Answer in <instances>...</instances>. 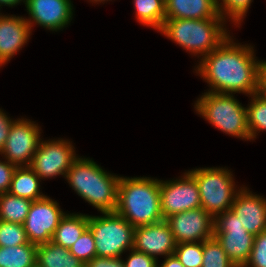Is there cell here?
Masks as SVG:
<instances>
[{
	"mask_svg": "<svg viewBox=\"0 0 266 267\" xmlns=\"http://www.w3.org/2000/svg\"><path fill=\"white\" fill-rule=\"evenodd\" d=\"M250 44L235 43L230 35L218 48L201 58L194 67L209 86L208 92L251 96L258 91L259 67Z\"/></svg>",
	"mask_w": 266,
	"mask_h": 267,
	"instance_id": "6da1fadb",
	"label": "cell"
},
{
	"mask_svg": "<svg viewBox=\"0 0 266 267\" xmlns=\"http://www.w3.org/2000/svg\"><path fill=\"white\" fill-rule=\"evenodd\" d=\"M115 212L134 228L163 221L160 180L144 176H122L118 184Z\"/></svg>",
	"mask_w": 266,
	"mask_h": 267,
	"instance_id": "7a4b0ae2",
	"label": "cell"
},
{
	"mask_svg": "<svg viewBox=\"0 0 266 267\" xmlns=\"http://www.w3.org/2000/svg\"><path fill=\"white\" fill-rule=\"evenodd\" d=\"M121 176L102 169L94 160L78 156L65 178L78 196L100 213L115 212Z\"/></svg>",
	"mask_w": 266,
	"mask_h": 267,
	"instance_id": "3957f363",
	"label": "cell"
},
{
	"mask_svg": "<svg viewBox=\"0 0 266 267\" xmlns=\"http://www.w3.org/2000/svg\"><path fill=\"white\" fill-rule=\"evenodd\" d=\"M226 22L224 19H165L158 32L201 60L230 36Z\"/></svg>",
	"mask_w": 266,
	"mask_h": 267,
	"instance_id": "277c9868",
	"label": "cell"
},
{
	"mask_svg": "<svg viewBox=\"0 0 266 267\" xmlns=\"http://www.w3.org/2000/svg\"><path fill=\"white\" fill-rule=\"evenodd\" d=\"M234 96L206 91L195 101L194 109L216 129L250 141L246 107H243Z\"/></svg>",
	"mask_w": 266,
	"mask_h": 267,
	"instance_id": "5b68a950",
	"label": "cell"
},
{
	"mask_svg": "<svg viewBox=\"0 0 266 267\" xmlns=\"http://www.w3.org/2000/svg\"><path fill=\"white\" fill-rule=\"evenodd\" d=\"M195 178L200 193L201 207L213 218L231 209L236 194L241 190L235 184L228 168L207 167L188 170ZM238 188V189H237Z\"/></svg>",
	"mask_w": 266,
	"mask_h": 267,
	"instance_id": "8992f818",
	"label": "cell"
},
{
	"mask_svg": "<svg viewBox=\"0 0 266 267\" xmlns=\"http://www.w3.org/2000/svg\"><path fill=\"white\" fill-rule=\"evenodd\" d=\"M88 215L96 247V256L117 258L133 248L135 228L116 212ZM124 252V253H123Z\"/></svg>",
	"mask_w": 266,
	"mask_h": 267,
	"instance_id": "52a82bcc",
	"label": "cell"
},
{
	"mask_svg": "<svg viewBox=\"0 0 266 267\" xmlns=\"http://www.w3.org/2000/svg\"><path fill=\"white\" fill-rule=\"evenodd\" d=\"M214 237L237 267H243L249 260L254 235L242 226L232 209L214 218Z\"/></svg>",
	"mask_w": 266,
	"mask_h": 267,
	"instance_id": "ba28073f",
	"label": "cell"
},
{
	"mask_svg": "<svg viewBox=\"0 0 266 267\" xmlns=\"http://www.w3.org/2000/svg\"><path fill=\"white\" fill-rule=\"evenodd\" d=\"M77 157L72 141L63 138L41 139L29 167L41 180L60 175L65 178Z\"/></svg>",
	"mask_w": 266,
	"mask_h": 267,
	"instance_id": "9c48e42d",
	"label": "cell"
},
{
	"mask_svg": "<svg viewBox=\"0 0 266 267\" xmlns=\"http://www.w3.org/2000/svg\"><path fill=\"white\" fill-rule=\"evenodd\" d=\"M41 140V127L27 118L15 119L0 155L16 167H28Z\"/></svg>",
	"mask_w": 266,
	"mask_h": 267,
	"instance_id": "30bf717a",
	"label": "cell"
},
{
	"mask_svg": "<svg viewBox=\"0 0 266 267\" xmlns=\"http://www.w3.org/2000/svg\"><path fill=\"white\" fill-rule=\"evenodd\" d=\"M183 174L176 180H160V203L164 220L173 214L201 208L195 178L188 171Z\"/></svg>",
	"mask_w": 266,
	"mask_h": 267,
	"instance_id": "8fae6325",
	"label": "cell"
},
{
	"mask_svg": "<svg viewBox=\"0 0 266 267\" xmlns=\"http://www.w3.org/2000/svg\"><path fill=\"white\" fill-rule=\"evenodd\" d=\"M65 214L59 203L47 195L33 201L23 223L28 241L35 245L50 242Z\"/></svg>",
	"mask_w": 266,
	"mask_h": 267,
	"instance_id": "7c38bea8",
	"label": "cell"
},
{
	"mask_svg": "<svg viewBox=\"0 0 266 267\" xmlns=\"http://www.w3.org/2000/svg\"><path fill=\"white\" fill-rule=\"evenodd\" d=\"M176 244L203 242L214 237V218L202 207L173 214L165 219Z\"/></svg>",
	"mask_w": 266,
	"mask_h": 267,
	"instance_id": "4fadbf2b",
	"label": "cell"
},
{
	"mask_svg": "<svg viewBox=\"0 0 266 267\" xmlns=\"http://www.w3.org/2000/svg\"><path fill=\"white\" fill-rule=\"evenodd\" d=\"M26 18L31 31L39 25L50 31H62L73 19L74 6L71 0H25Z\"/></svg>",
	"mask_w": 266,
	"mask_h": 267,
	"instance_id": "5bb4252c",
	"label": "cell"
},
{
	"mask_svg": "<svg viewBox=\"0 0 266 267\" xmlns=\"http://www.w3.org/2000/svg\"><path fill=\"white\" fill-rule=\"evenodd\" d=\"M176 242L168 223L163 220L155 224L136 227L133 249L158 259L174 254Z\"/></svg>",
	"mask_w": 266,
	"mask_h": 267,
	"instance_id": "9a60e30c",
	"label": "cell"
},
{
	"mask_svg": "<svg viewBox=\"0 0 266 267\" xmlns=\"http://www.w3.org/2000/svg\"><path fill=\"white\" fill-rule=\"evenodd\" d=\"M231 209L236 213L240 223L254 236L266 230V198L253 194L243 186L236 194Z\"/></svg>",
	"mask_w": 266,
	"mask_h": 267,
	"instance_id": "2e32d148",
	"label": "cell"
},
{
	"mask_svg": "<svg viewBox=\"0 0 266 267\" xmlns=\"http://www.w3.org/2000/svg\"><path fill=\"white\" fill-rule=\"evenodd\" d=\"M31 33L26 17L0 13V68L22 50Z\"/></svg>",
	"mask_w": 266,
	"mask_h": 267,
	"instance_id": "e0dca14e",
	"label": "cell"
},
{
	"mask_svg": "<svg viewBox=\"0 0 266 267\" xmlns=\"http://www.w3.org/2000/svg\"><path fill=\"white\" fill-rule=\"evenodd\" d=\"M165 19H223L217 0H166Z\"/></svg>",
	"mask_w": 266,
	"mask_h": 267,
	"instance_id": "ac0fdd59",
	"label": "cell"
},
{
	"mask_svg": "<svg viewBox=\"0 0 266 267\" xmlns=\"http://www.w3.org/2000/svg\"><path fill=\"white\" fill-rule=\"evenodd\" d=\"M88 228V214L66 213L60 220L52 242L69 249Z\"/></svg>",
	"mask_w": 266,
	"mask_h": 267,
	"instance_id": "d6986e66",
	"label": "cell"
},
{
	"mask_svg": "<svg viewBox=\"0 0 266 267\" xmlns=\"http://www.w3.org/2000/svg\"><path fill=\"white\" fill-rule=\"evenodd\" d=\"M38 267H85L84 262L70 253L69 249L52 241L37 245Z\"/></svg>",
	"mask_w": 266,
	"mask_h": 267,
	"instance_id": "ffe728a7",
	"label": "cell"
},
{
	"mask_svg": "<svg viewBox=\"0 0 266 267\" xmlns=\"http://www.w3.org/2000/svg\"><path fill=\"white\" fill-rule=\"evenodd\" d=\"M41 179L28 167H17L13 173L8 193L35 201L45 197L40 191Z\"/></svg>",
	"mask_w": 266,
	"mask_h": 267,
	"instance_id": "44dd1931",
	"label": "cell"
},
{
	"mask_svg": "<svg viewBox=\"0 0 266 267\" xmlns=\"http://www.w3.org/2000/svg\"><path fill=\"white\" fill-rule=\"evenodd\" d=\"M37 245L28 243L13 247L0 246V267H35Z\"/></svg>",
	"mask_w": 266,
	"mask_h": 267,
	"instance_id": "7402d4cb",
	"label": "cell"
},
{
	"mask_svg": "<svg viewBox=\"0 0 266 267\" xmlns=\"http://www.w3.org/2000/svg\"><path fill=\"white\" fill-rule=\"evenodd\" d=\"M137 21L159 31L165 20L164 0H133Z\"/></svg>",
	"mask_w": 266,
	"mask_h": 267,
	"instance_id": "603a6c76",
	"label": "cell"
},
{
	"mask_svg": "<svg viewBox=\"0 0 266 267\" xmlns=\"http://www.w3.org/2000/svg\"><path fill=\"white\" fill-rule=\"evenodd\" d=\"M33 201L9 194H0V220L23 224Z\"/></svg>",
	"mask_w": 266,
	"mask_h": 267,
	"instance_id": "cb8c5ba5",
	"label": "cell"
},
{
	"mask_svg": "<svg viewBox=\"0 0 266 267\" xmlns=\"http://www.w3.org/2000/svg\"><path fill=\"white\" fill-rule=\"evenodd\" d=\"M246 106L247 125L250 133V141L255 140L258 133L266 131V98L255 93Z\"/></svg>",
	"mask_w": 266,
	"mask_h": 267,
	"instance_id": "d4e9b609",
	"label": "cell"
},
{
	"mask_svg": "<svg viewBox=\"0 0 266 267\" xmlns=\"http://www.w3.org/2000/svg\"><path fill=\"white\" fill-rule=\"evenodd\" d=\"M202 267H237L215 237L203 241Z\"/></svg>",
	"mask_w": 266,
	"mask_h": 267,
	"instance_id": "484cf974",
	"label": "cell"
},
{
	"mask_svg": "<svg viewBox=\"0 0 266 267\" xmlns=\"http://www.w3.org/2000/svg\"><path fill=\"white\" fill-rule=\"evenodd\" d=\"M252 2L253 0H217L218 13L225 21L229 19L239 27Z\"/></svg>",
	"mask_w": 266,
	"mask_h": 267,
	"instance_id": "4316f807",
	"label": "cell"
},
{
	"mask_svg": "<svg viewBox=\"0 0 266 267\" xmlns=\"http://www.w3.org/2000/svg\"><path fill=\"white\" fill-rule=\"evenodd\" d=\"M174 255L184 267H202L203 242H184L176 244Z\"/></svg>",
	"mask_w": 266,
	"mask_h": 267,
	"instance_id": "83f0119b",
	"label": "cell"
},
{
	"mask_svg": "<svg viewBox=\"0 0 266 267\" xmlns=\"http://www.w3.org/2000/svg\"><path fill=\"white\" fill-rule=\"evenodd\" d=\"M28 243L29 241L23 224L0 220L1 247H13Z\"/></svg>",
	"mask_w": 266,
	"mask_h": 267,
	"instance_id": "f1b7e54d",
	"label": "cell"
},
{
	"mask_svg": "<svg viewBox=\"0 0 266 267\" xmlns=\"http://www.w3.org/2000/svg\"><path fill=\"white\" fill-rule=\"evenodd\" d=\"M71 254L80 259L84 264L96 256V247L93 234L87 228L77 241L69 248Z\"/></svg>",
	"mask_w": 266,
	"mask_h": 267,
	"instance_id": "f546056e",
	"label": "cell"
},
{
	"mask_svg": "<svg viewBox=\"0 0 266 267\" xmlns=\"http://www.w3.org/2000/svg\"><path fill=\"white\" fill-rule=\"evenodd\" d=\"M243 267H266V230L254 236L249 260Z\"/></svg>",
	"mask_w": 266,
	"mask_h": 267,
	"instance_id": "4dcf8cb0",
	"label": "cell"
},
{
	"mask_svg": "<svg viewBox=\"0 0 266 267\" xmlns=\"http://www.w3.org/2000/svg\"><path fill=\"white\" fill-rule=\"evenodd\" d=\"M158 261V259L133 248L129 250L126 261L123 260L125 267H158Z\"/></svg>",
	"mask_w": 266,
	"mask_h": 267,
	"instance_id": "1f68e13d",
	"label": "cell"
},
{
	"mask_svg": "<svg viewBox=\"0 0 266 267\" xmlns=\"http://www.w3.org/2000/svg\"><path fill=\"white\" fill-rule=\"evenodd\" d=\"M16 168L7 160H0V194L8 192Z\"/></svg>",
	"mask_w": 266,
	"mask_h": 267,
	"instance_id": "d6a6232c",
	"label": "cell"
},
{
	"mask_svg": "<svg viewBox=\"0 0 266 267\" xmlns=\"http://www.w3.org/2000/svg\"><path fill=\"white\" fill-rule=\"evenodd\" d=\"M85 267H125L121 257H98L95 256L92 260L85 263Z\"/></svg>",
	"mask_w": 266,
	"mask_h": 267,
	"instance_id": "836d02e7",
	"label": "cell"
},
{
	"mask_svg": "<svg viewBox=\"0 0 266 267\" xmlns=\"http://www.w3.org/2000/svg\"><path fill=\"white\" fill-rule=\"evenodd\" d=\"M7 115L8 114L0 108V152L4 148L9 129L14 121V119H11Z\"/></svg>",
	"mask_w": 266,
	"mask_h": 267,
	"instance_id": "e575fe53",
	"label": "cell"
},
{
	"mask_svg": "<svg viewBox=\"0 0 266 267\" xmlns=\"http://www.w3.org/2000/svg\"><path fill=\"white\" fill-rule=\"evenodd\" d=\"M261 96L266 98V61L262 60L259 67L258 91Z\"/></svg>",
	"mask_w": 266,
	"mask_h": 267,
	"instance_id": "d590c367",
	"label": "cell"
},
{
	"mask_svg": "<svg viewBox=\"0 0 266 267\" xmlns=\"http://www.w3.org/2000/svg\"><path fill=\"white\" fill-rule=\"evenodd\" d=\"M158 267H184V265L173 254L165 257L163 263L158 264Z\"/></svg>",
	"mask_w": 266,
	"mask_h": 267,
	"instance_id": "8d00e7d4",
	"label": "cell"
},
{
	"mask_svg": "<svg viewBox=\"0 0 266 267\" xmlns=\"http://www.w3.org/2000/svg\"><path fill=\"white\" fill-rule=\"evenodd\" d=\"M22 2L25 3V0H0V10L2 6L15 7Z\"/></svg>",
	"mask_w": 266,
	"mask_h": 267,
	"instance_id": "74e56055",
	"label": "cell"
},
{
	"mask_svg": "<svg viewBox=\"0 0 266 267\" xmlns=\"http://www.w3.org/2000/svg\"><path fill=\"white\" fill-rule=\"evenodd\" d=\"M90 2H92V4L93 3H95V4H99V3H105V2H107V1H112V0H89Z\"/></svg>",
	"mask_w": 266,
	"mask_h": 267,
	"instance_id": "f35d334b",
	"label": "cell"
}]
</instances>
